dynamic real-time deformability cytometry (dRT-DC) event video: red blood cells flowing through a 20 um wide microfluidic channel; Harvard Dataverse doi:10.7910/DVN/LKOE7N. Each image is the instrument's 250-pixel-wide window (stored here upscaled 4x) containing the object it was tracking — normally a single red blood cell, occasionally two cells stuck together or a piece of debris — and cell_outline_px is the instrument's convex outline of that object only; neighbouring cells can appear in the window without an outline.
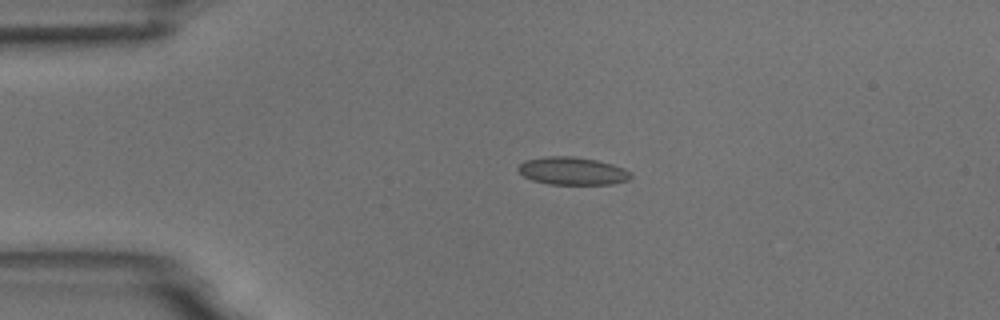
{"species": "common noctule bat (a hibernating species)", "species_latin": "Nyctalus noctula", "temperature_condition": "room temperature", "stored_images_in_passage": 2, "camera_frame_rate_fps": 3000, "um_per_image_px": 0.085, "animal": {"sex": "male", "body_mass_g": 18.8}, "frame": {"image": 1, "passage_image": 1, "time_ms": 0.0, "image_size_px": [1000, 320], "cell_outline_px": [[632, 176], [628, 180], [612, 184], [548, 184], [532, 180], [524, 176], [516, 168], [524, 160], [548, 156], [572, 156], [596, 160], [612, 164], [624, 168], [632, 172]], "centroid_in_image_um": [48.66, 14.53], "position_along_channel_um": 36.3, "area_um2": 18.26}}